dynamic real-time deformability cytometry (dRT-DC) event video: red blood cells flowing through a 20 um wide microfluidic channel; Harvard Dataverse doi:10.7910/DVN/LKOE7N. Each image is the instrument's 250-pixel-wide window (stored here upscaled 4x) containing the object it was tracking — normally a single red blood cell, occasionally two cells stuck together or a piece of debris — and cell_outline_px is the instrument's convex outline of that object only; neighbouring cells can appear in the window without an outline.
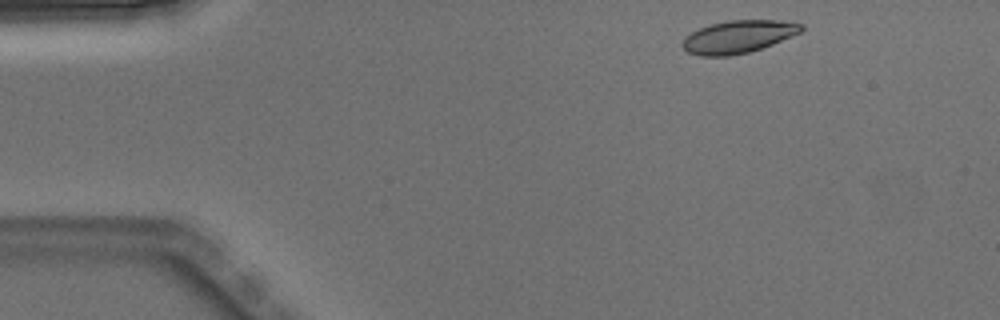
{"species": "Egyptian fruit bat (a non-hibernating species)", "species_latin": "Rousettus aegyptiacus", "temperature_condition": "warm", "stored_images_in_passage": 3, "camera_frame_rate_fps": 3000, "um_per_image_px": 0.085, "animal": {"sex": "male"}, "frame": {"image": 1, "passage_image": 1, "time_ms": 0.0, "image_size_px": [1000, 320], "cell_outline_px": [[804, 28], [800, 32], [772, 44], [748, 52], [728, 56], [700, 56], [688, 52], [680, 44], [684, 36], [700, 28], [712, 24], [728, 20], [780, 20], [804, 24]], "centroid_in_image_um": [62.72, 3.12], "position_along_channel_um": 22.3, "area_um2": 22.48}}